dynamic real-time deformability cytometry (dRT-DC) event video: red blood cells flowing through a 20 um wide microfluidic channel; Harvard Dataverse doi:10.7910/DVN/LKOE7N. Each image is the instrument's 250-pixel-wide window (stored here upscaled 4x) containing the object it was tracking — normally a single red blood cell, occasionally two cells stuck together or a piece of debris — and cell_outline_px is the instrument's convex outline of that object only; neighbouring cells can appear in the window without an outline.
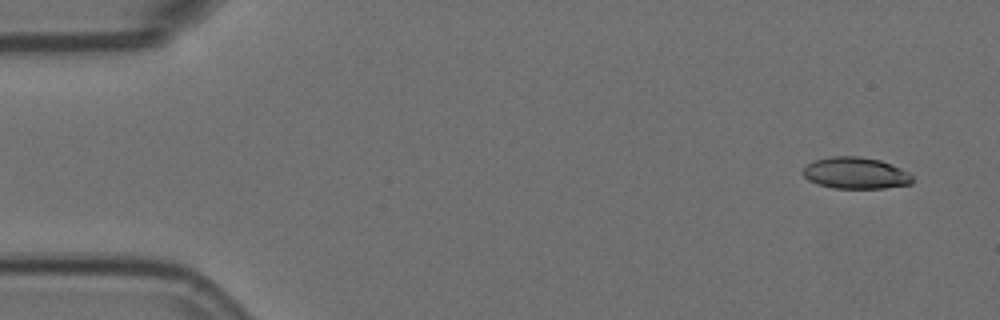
{"species": "Egyptian fruit bat (a non-hibernating species)", "species_latin": "Rousettus aegyptiacus", "temperature_condition": "room temperature", "stored_images_in_passage": 11, "camera_frame_rate_fps": 3000, "um_per_image_px": 0.085, "animal": {"sex": "female"}, "frame": {"image": 1, "passage_image": 1, "time_ms": 0.0, "image_size_px": [1000, 320], "cell_outline_px": [[912, 184], [884, 188], [832, 188], [816, 184], [808, 180], [800, 172], [812, 160], [832, 156], [860, 156], [880, 160], [892, 164], [908, 172], [912, 176]], "centroid_in_image_um": [72.7, 14.71], "position_along_channel_um": 12.3, "area_um2": 20.35}}
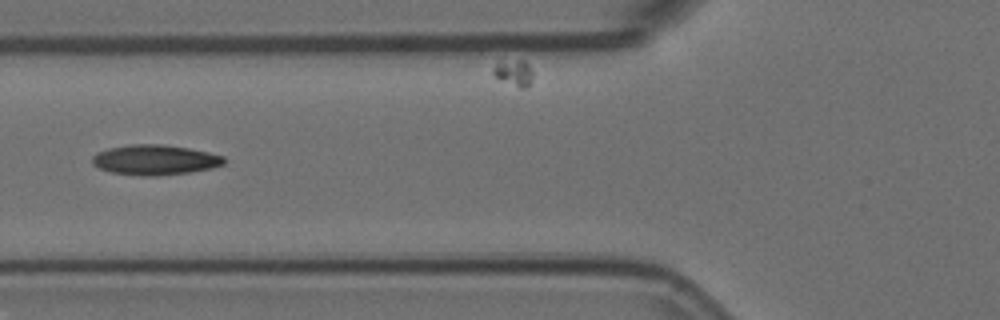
{"frame": {"image": 2, "passage_image": 6, "time_ms": 1.667, "image_size_px": [1000, 320], "cell_outline_px": [[224, 164], [212, 168], [188, 172], [160, 176], [140, 176], [112, 172], [100, 168], [92, 164], [92, 156], [96, 152], [108, 148], [132, 144], [160, 144], [188, 148], [208, 152], [224, 156]], "centroid_in_image_um": [13.15, 13.59], "position_along_channel_um": 112.7, "area_um2": 23.12}}
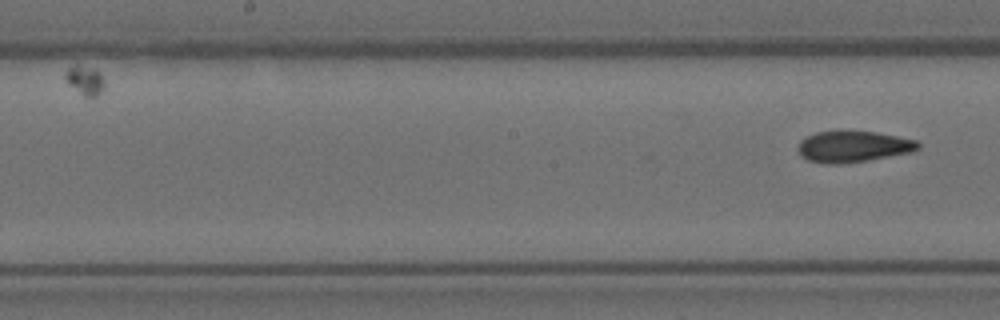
{"frame": {"image": 3, "passage_image": 11, "time_ms": 3.333, "image_size_px": [1000, 320], "cell_outline_px": [[920, 148], [912, 152], [868, 160], [840, 164], [828, 164], [808, 160], [800, 156], [800, 144], [808, 136], [816, 132], [840, 128], [876, 132], [916, 140], [920, 144]], "centroid_in_image_um": [72.54, 12.42], "position_along_channel_um": 175.7, "area_um2": 22.2}}